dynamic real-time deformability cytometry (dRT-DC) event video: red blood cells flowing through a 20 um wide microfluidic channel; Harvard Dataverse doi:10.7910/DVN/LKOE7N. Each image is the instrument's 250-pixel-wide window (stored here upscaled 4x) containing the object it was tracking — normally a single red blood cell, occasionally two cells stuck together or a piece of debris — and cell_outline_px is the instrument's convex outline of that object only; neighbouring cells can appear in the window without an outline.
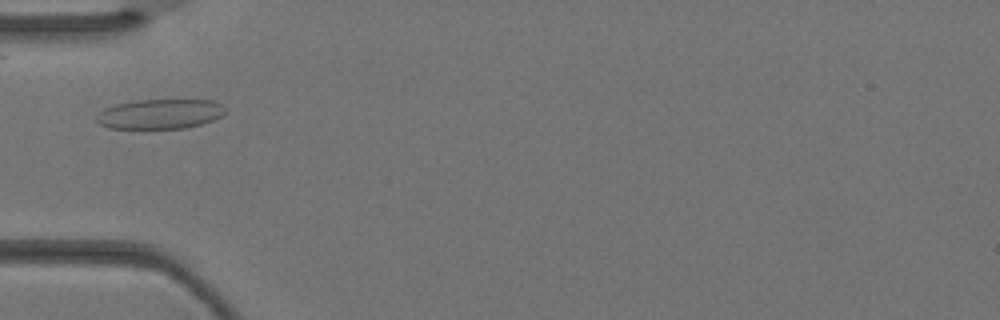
{"species": "Egyptian fruit bat (a non-hibernating species)", "species_latin": "Rousettus aegyptiacus", "temperature_condition": "warm", "stored_images_in_passage": 1, "camera_frame_rate_fps": 3000, "um_per_image_px": 0.085, "animal": {"sex": "female"}, "frame": {"image": 1, "passage_image": 1, "time_ms": 0.0, "image_size_px": [1000, 320], "cell_outline_px": [[224, 112], [220, 116], [212, 120], [188, 128], [108, 128], [100, 124], [96, 120], [96, 108], [136, 100], [212, 100], [220, 104], [224, 108]], "centroid_in_image_um": [13.49, 9.68], "position_along_channel_um": 71.5, "area_um2": 22.48}}